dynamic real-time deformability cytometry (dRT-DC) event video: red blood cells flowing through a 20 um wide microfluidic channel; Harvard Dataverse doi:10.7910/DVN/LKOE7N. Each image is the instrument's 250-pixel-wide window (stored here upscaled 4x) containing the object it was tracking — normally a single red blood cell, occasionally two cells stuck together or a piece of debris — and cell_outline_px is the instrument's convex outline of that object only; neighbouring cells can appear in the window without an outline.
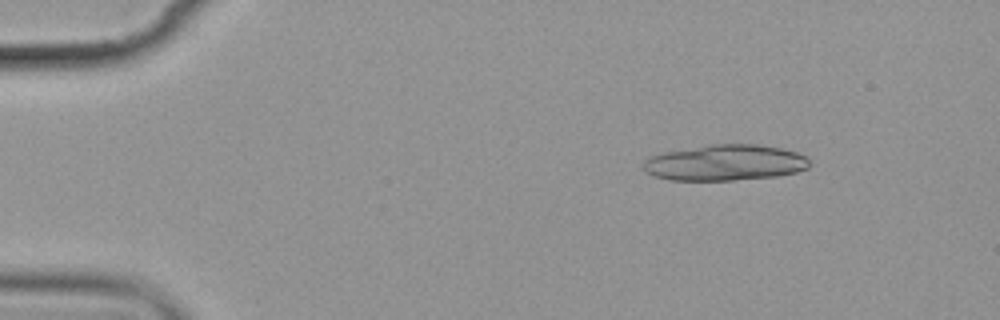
{"species": "common noctule bat (a hibernating species)", "species_latin": "Nyctalus noctula", "temperature_condition": "cold", "stored_images_in_passage": 10, "camera_frame_rate_fps": 3000, "um_per_image_px": 0.085, "animal": {"sex": "female", "body_mass_g": 19.9}, "frame": {"image": 1, "passage_image": 1, "time_ms": 0.0, "image_size_px": [1000, 320], "cell_outline_px": [[808, 168], [796, 172], [776, 176], [732, 180], [668, 180], [656, 176], [648, 172], [644, 168], [644, 160], [652, 156], [664, 152], [712, 144], [760, 144], [780, 148], [796, 152], [808, 156]], "centroid_in_image_um": [61.66, 13.82], "position_along_channel_um": 23.3, "area_um2": 34.56}}
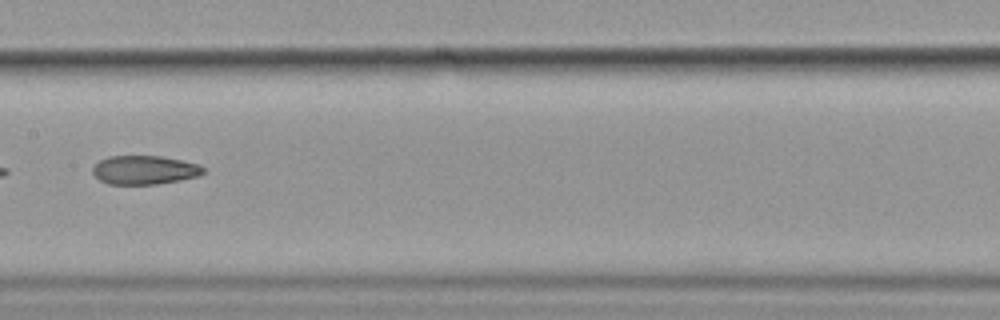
{"frame": {"image": 2, "passage_image": 7, "time_ms": 7.333, "image_size_px": [1000, 320], "cell_outline_px": [[204, 172], [200, 176], [180, 180], [156, 184], [108, 184], [100, 180], [92, 172], [92, 168], [100, 160], [108, 156], [160, 156], [200, 164], [204, 168]], "centroid_in_image_um": [12.29, 14.45], "position_along_channel_um": 195.1, "area_um2": 18.55}}
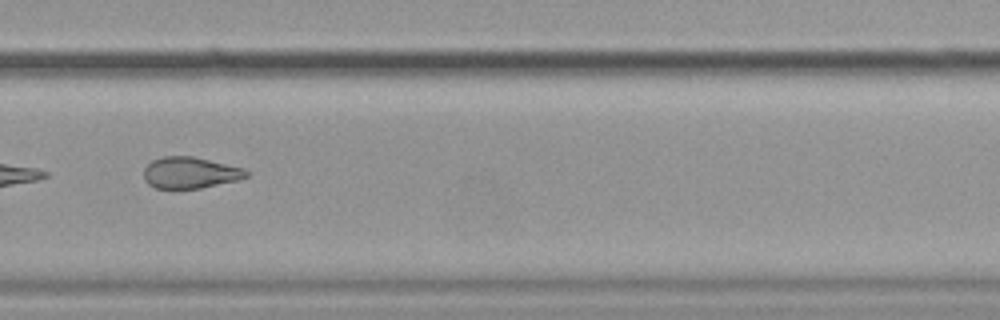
{"frame": {"image": 3, "passage_image": 10, "time_ms": 10.667, "image_size_px": [1000, 320], "cell_outline_px": [[248, 176], [240, 180], [200, 188], [156, 188], [148, 184], [144, 180], [144, 168], [152, 160], [164, 156], [192, 156], [244, 168], [248, 172]], "centroid_in_image_um": [16.16, 14.68], "position_along_channel_um": 313.6, "area_um2": 18.73}}